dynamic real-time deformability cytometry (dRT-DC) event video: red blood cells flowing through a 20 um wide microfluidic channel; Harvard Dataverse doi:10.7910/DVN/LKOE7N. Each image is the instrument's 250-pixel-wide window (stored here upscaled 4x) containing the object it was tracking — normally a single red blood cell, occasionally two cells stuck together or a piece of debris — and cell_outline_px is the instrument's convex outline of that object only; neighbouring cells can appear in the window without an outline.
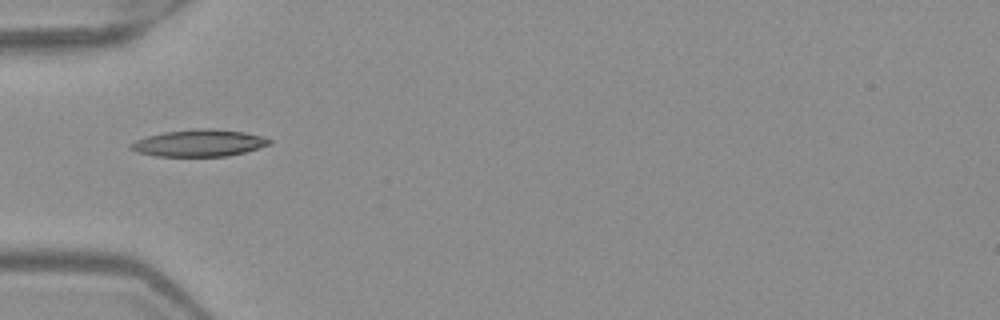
{"species": "Egyptian fruit bat (a non-hibernating species)", "species_latin": "Rousettus aegyptiacus", "temperature_condition": "warm", "stored_images_in_passage": 6, "camera_frame_rate_fps": 3000, "um_per_image_px": 0.085, "frame": {"image": 1, "passage_image": 5, "time_ms": 1.333, "image_size_px": [1000, 320], "cell_outline_px": [[272, 144], [244, 152], [228, 156], [156, 156], [136, 152], [128, 148], [128, 144], [136, 140], [148, 136], [164, 132], [196, 128], [212, 128], [244, 132], [260, 136], [272, 140]], "centroid_in_image_um": [16.89, 12.16], "position_along_channel_um": 68.1, "area_um2": 21.79}}
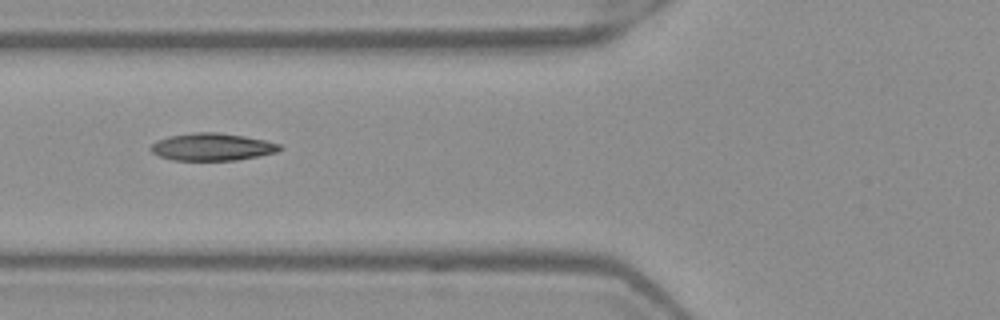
{"frame": {"image": 2, "passage_image": 6, "time_ms": 1.667, "image_size_px": [1000, 320], "cell_outline_px": [[284, 148], [276, 152], [236, 160], [172, 160], [160, 156], [152, 152], [148, 148], [156, 140], [168, 136], [192, 132], [220, 132], [244, 136], [264, 140], [280, 144]], "centroid_in_image_um": [18.0, 12.47], "position_along_channel_um": 107.8, "area_um2": 20.63}}